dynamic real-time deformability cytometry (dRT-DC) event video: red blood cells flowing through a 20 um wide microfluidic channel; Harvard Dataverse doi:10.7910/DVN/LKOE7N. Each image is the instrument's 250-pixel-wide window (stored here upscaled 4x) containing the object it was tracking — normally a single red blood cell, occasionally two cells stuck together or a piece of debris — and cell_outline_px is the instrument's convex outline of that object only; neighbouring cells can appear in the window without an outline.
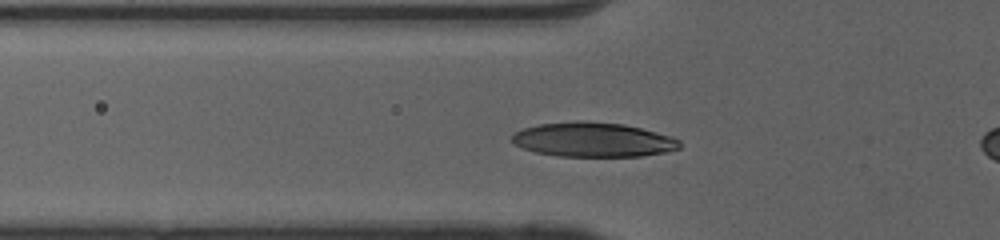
{"species": "human", "species_latin": "Homo sapiens", "temperature_condition": "cold", "stored_images_in_passage": 38, "camera_frame_rate_fps": 3000, "um_per_image_px": 0.085, "donor": {"sex": "female"}, "frame": {"image": 1, "passage_image": 12, "time_ms": 3.667, "image_size_px": [1000, 240], "cell_outline_px": [[680, 148], [664, 152], [640, 156], [556, 156], [536, 152], [524, 148], [516, 144], [512, 140], [512, 136], [516, 132], [524, 128], [540, 124], [576, 120], [584, 120], [624, 124], [672, 136], [680, 140]], "centroid_in_image_um": [50.43, 11.86], "position_along_channel_um": 75.4, "area_um2": 33.58}}
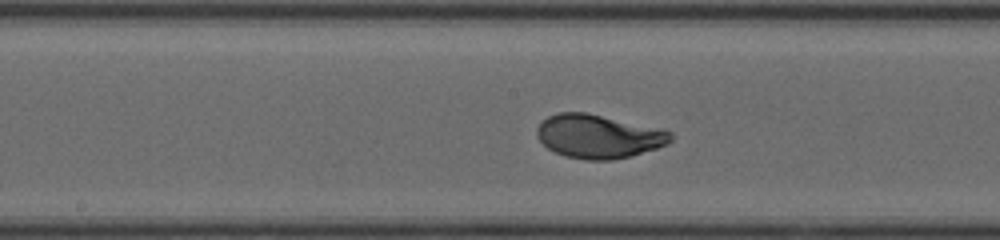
{"frame": {"image": 2, "passage_image": 21, "time_ms": 6.667, "image_size_px": [1000, 240], "cell_outline_px": [[672, 140], [668, 144], [632, 156], [612, 160], [584, 160], [564, 156], [548, 148], [536, 136], [536, 128], [548, 116], [556, 112], [584, 112], [664, 128], [672, 132]], "centroid_in_image_um": [50.9, 11.59], "position_along_channel_um": 197.3, "area_um2": 34.33}}
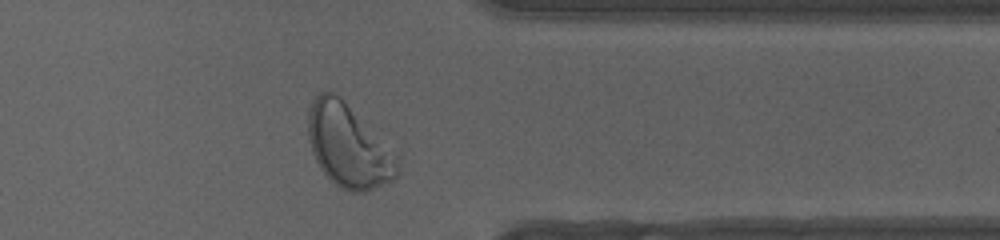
{"frame": {"image": 3, "passage_image": 35, "time_ms": 11.333, "image_size_px": [1000, 240], "cell_outline_px": [[400, 156], [396, 176], [392, 180], [364, 192], [352, 192], [340, 188], [320, 168], [312, 152], [308, 140], [308, 112], [312, 100], [320, 92], [336, 92]], "centroid_in_image_um": [29.62, 12.39], "position_along_channel_um": 381.8, "area_um2": 43.29}, "authors_computed_cell_mechanics": {"area_um2": 33.4373, "velocity_mm_per_s": 4.052, "shape_relaxation_time_tau1_ms": 2.6028, "shape_relaxation_time_tau2_ms": null, "deformation_change_tau1": 0.166, "deformation_change_tau2": null}}